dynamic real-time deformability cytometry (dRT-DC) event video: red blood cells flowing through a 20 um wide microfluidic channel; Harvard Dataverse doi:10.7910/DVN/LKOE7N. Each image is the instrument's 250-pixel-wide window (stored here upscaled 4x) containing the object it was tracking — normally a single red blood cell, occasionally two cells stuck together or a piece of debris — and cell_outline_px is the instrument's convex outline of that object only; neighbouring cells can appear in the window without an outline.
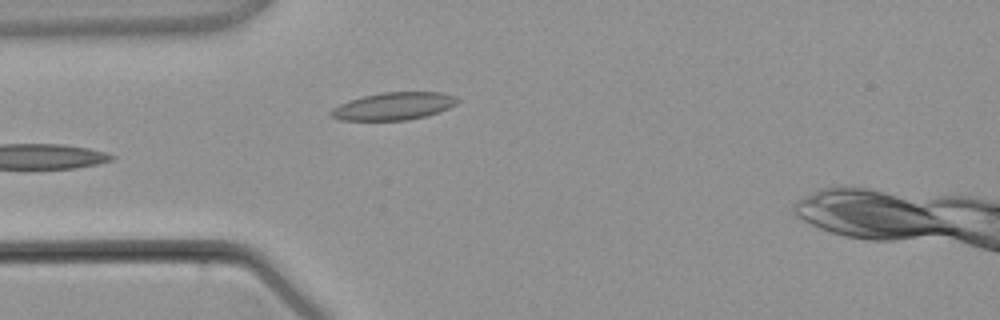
{"species": "common noctule bat (a hibernating species)", "species_latin": "Nyctalus noctula", "temperature_condition": "warm", "stored_images_in_passage": 3, "camera_frame_rate_fps": 3000, "um_per_image_px": 0.085, "animal": {"sex": "male", "body_mass_g": 21.5, "forearm_length_mm": 52.0}, "frame": {"image": 1, "passage_image": 3, "time_ms": 2.333, "image_size_px": [1000, 320], "cell_outline_px": [[460, 100], [456, 104], [440, 112], [408, 120], [340, 120], [332, 116], [328, 112], [332, 108], [348, 100], [380, 92], [440, 92], [456, 96]], "centroid_in_image_um": [33.46, 9.02], "position_along_channel_um": 51.5, "area_um2": 20.35}}